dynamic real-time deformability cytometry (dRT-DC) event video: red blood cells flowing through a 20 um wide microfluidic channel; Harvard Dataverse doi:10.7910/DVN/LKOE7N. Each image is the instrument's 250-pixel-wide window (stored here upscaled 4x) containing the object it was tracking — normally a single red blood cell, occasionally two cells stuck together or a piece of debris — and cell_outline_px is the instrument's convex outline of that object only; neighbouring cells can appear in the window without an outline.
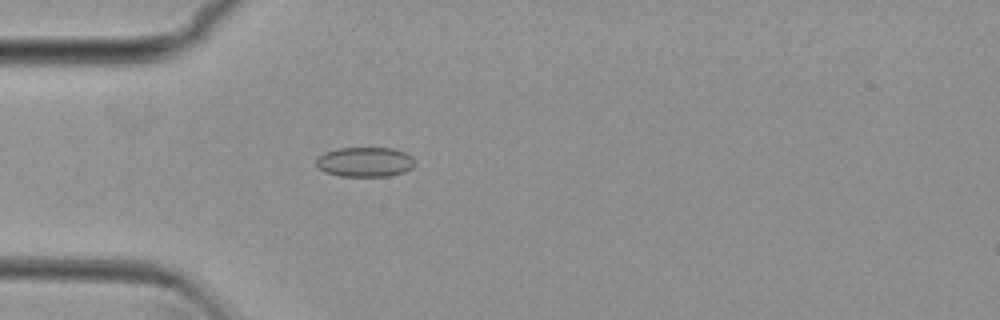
{"species": "common noctule bat (a hibernating species)", "species_latin": "Nyctalus noctula", "temperature_condition": "cold", "stored_images_in_passage": 52, "camera_frame_rate_fps": 3000, "um_per_image_px": 0.085, "animal": {"sex": "female", "body_mass_g": 29.2, "forearm_length_mm": 56.3}, "frame": {"image": 1, "passage_image": 14, "time_ms": 4.333, "image_size_px": [1000, 320], "cell_outline_px": [[416, 164], [412, 168], [404, 172], [388, 176], [340, 176], [324, 172], [316, 164], [316, 160], [324, 152], [340, 148], [392, 148], [404, 152], [412, 156]], "centroid_in_image_um": [31.04, 13.77], "position_along_channel_um": 54.0, "area_um2": 17.11}}
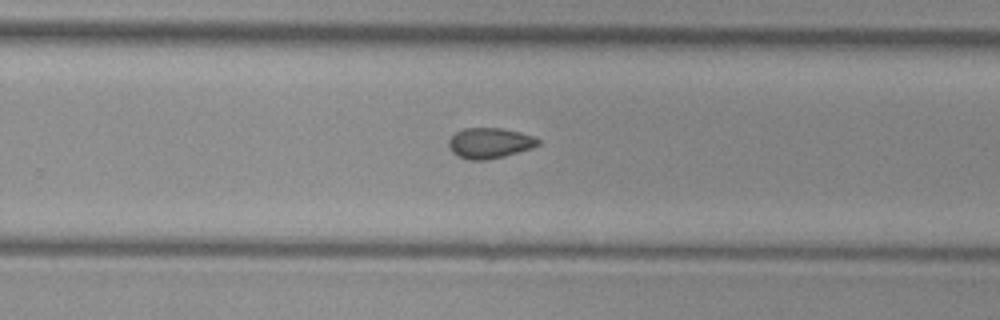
{"frame": {"image": 2, "passage_image": 33, "time_ms": 10.667, "image_size_px": [1000, 320], "cell_outline_px": [[540, 144], [532, 148], [504, 156], [488, 160], [468, 160], [456, 156], [448, 148], [448, 140], [456, 132], [464, 128], [500, 128], [520, 132], [532, 136], [540, 140]], "centroid_in_image_um": [41.59, 12.17], "position_along_channel_um": 288.2, "area_um2": 16.01}}
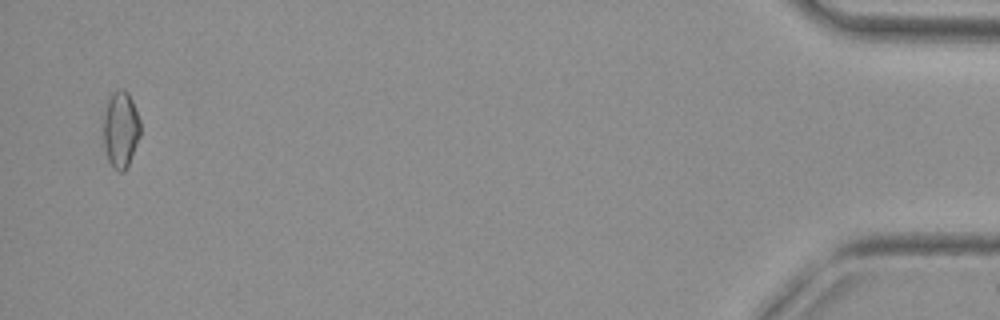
{"frame": {"image": 3, "passage_image": 51, "time_ms": 16.667, "image_size_px": [1000, 320], "cell_outline_px": [[140, 136], [128, 164], [124, 172], [116, 172], [112, 168], [108, 160], [104, 144], [104, 116], [108, 100], [112, 92], [120, 88], [124, 88], [128, 92], [132, 100], [140, 120]], "centroid_in_image_um": [10.26, 11.0], "position_along_channel_um": 424.9, "area_um2": 16.47}, "authors_computed_cell_mechanics": {"area_um2": 16.0395, "velocity_mm_per_s": 3.8111, "shape_relaxation_time_tau1_ms": null, "shape_relaxation_time_tau2_ms": 3.6519, "deformation_change_tau1": null, "deformation_change_tau2": 0.0818}}